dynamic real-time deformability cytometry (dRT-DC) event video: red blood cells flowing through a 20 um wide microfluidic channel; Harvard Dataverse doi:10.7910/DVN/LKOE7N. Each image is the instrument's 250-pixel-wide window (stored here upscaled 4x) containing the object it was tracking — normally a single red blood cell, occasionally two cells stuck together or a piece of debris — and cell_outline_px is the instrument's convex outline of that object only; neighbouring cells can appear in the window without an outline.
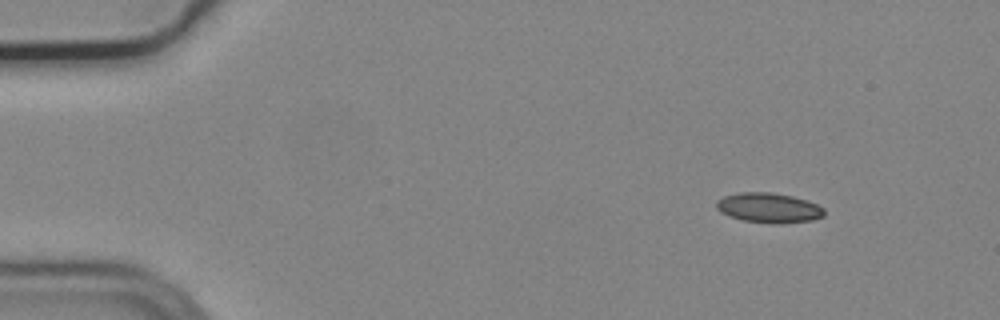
{"species": "common noctule bat (a hibernating species)", "species_latin": "Nyctalus noctula", "temperature_condition": "cold", "stored_images_in_passage": 4, "camera_frame_rate_fps": 3000, "um_per_image_px": 0.085, "animal": {"sex": "male", "body_mass_g": 19.2, "forearm_length_mm": 51.8}, "frame": {"image": 1, "passage_image": 1, "time_ms": 0.0, "image_size_px": [1000, 320], "cell_outline_px": [[824, 216], [812, 220], [780, 224], [772, 224], [744, 220], [728, 216], [720, 212], [716, 208], [716, 200], [724, 196], [740, 192], [772, 192], [792, 196], [808, 200], [824, 208]], "centroid_in_image_um": [65.34, 17.66], "position_along_channel_um": 19.7, "area_um2": 18.96}}
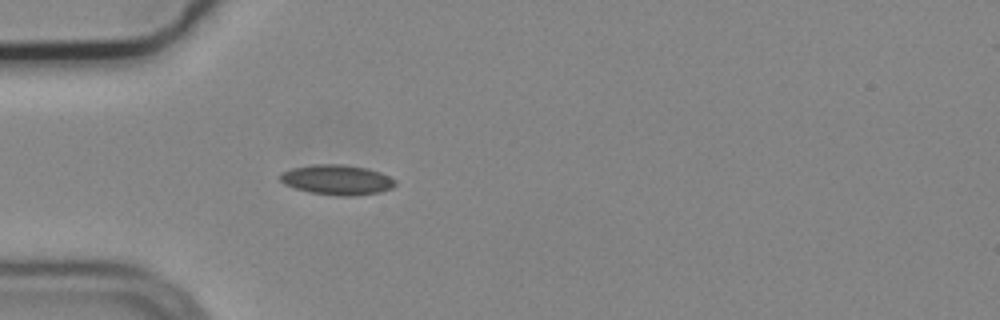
{"frame": {"image": 2, "passage_image": 4, "time_ms": 1.0, "image_size_px": [1000, 320], "cell_outline_px": [[396, 184], [392, 188], [380, 192], [352, 196], [340, 196], [312, 192], [296, 188], [284, 184], [280, 180], [280, 172], [292, 168], [316, 164], [344, 164], [368, 168], [380, 172], [396, 180]], "centroid_in_image_um": [28.66, 15.27], "position_along_channel_um": 56.3, "area_um2": 20.11}}